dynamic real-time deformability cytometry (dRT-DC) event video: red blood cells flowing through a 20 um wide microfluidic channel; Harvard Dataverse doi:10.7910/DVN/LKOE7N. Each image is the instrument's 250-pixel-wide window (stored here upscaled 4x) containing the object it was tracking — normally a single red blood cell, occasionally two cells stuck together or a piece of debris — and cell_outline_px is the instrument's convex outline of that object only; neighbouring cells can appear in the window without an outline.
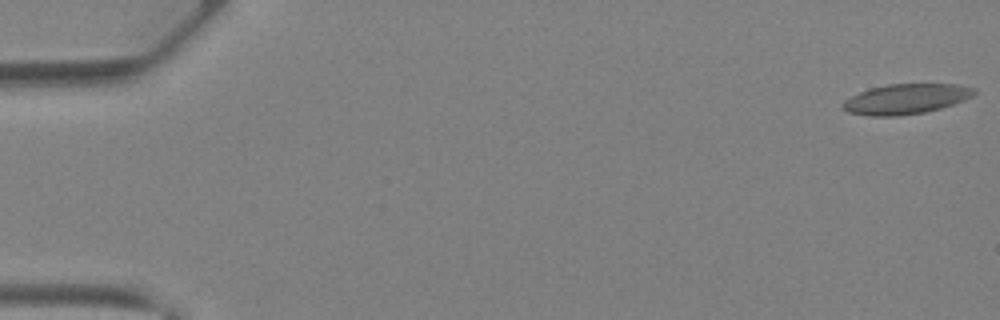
{"species": "Egyptian fruit bat (a non-hibernating species)", "species_latin": "Rousettus aegyptiacus", "temperature_condition": "warm", "stored_images_in_passage": 12, "camera_frame_rate_fps": 3000, "um_per_image_px": 0.085, "animal": {"sex": "female"}, "frame": {"image": 1, "passage_image": 1, "time_ms": 0.0, "image_size_px": [1000, 320], "cell_outline_px": [[976, 92], [972, 96], [964, 100], [940, 108], [924, 112], [900, 116], [872, 116], [848, 112], [840, 104], [844, 100], [860, 92], [872, 88], [888, 84], [956, 84], [976, 88]], "centroid_in_image_um": [77.01, 8.41], "position_along_channel_um": 8.0, "area_um2": 22.89}}